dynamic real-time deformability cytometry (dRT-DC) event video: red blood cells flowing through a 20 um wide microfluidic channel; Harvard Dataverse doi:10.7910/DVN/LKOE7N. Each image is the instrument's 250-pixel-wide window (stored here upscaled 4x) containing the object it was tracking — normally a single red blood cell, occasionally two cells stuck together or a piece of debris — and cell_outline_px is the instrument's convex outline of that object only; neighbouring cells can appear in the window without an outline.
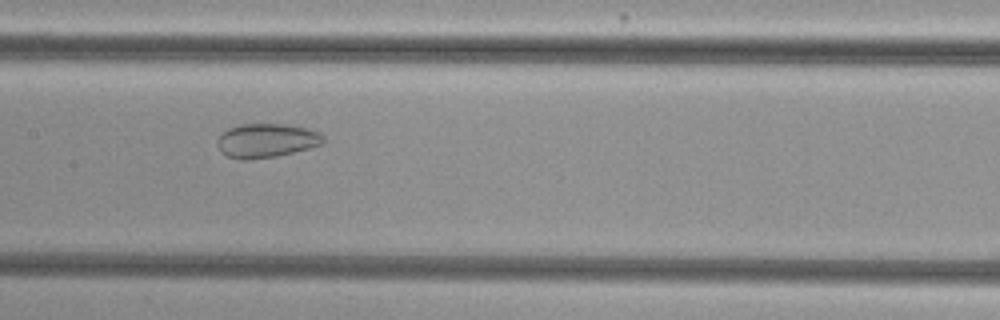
{"species": "common noctule bat (a hibernating species)", "species_latin": "Nyctalus noctula", "temperature_condition": "cold", "stored_images_in_passage": 38, "camera_frame_rate_fps": 3000, "um_per_image_px": 0.085, "animal": {"sex": "female", "body_mass_g": 29.2, "forearm_length_mm": 56.3}, "frame": {"image": 1, "passage_image": 11, "time_ms": 3.333, "image_size_px": [1000, 320], "cell_outline_px": [[324, 144], [276, 156], [248, 160], [244, 160], [228, 156], [220, 152], [216, 144], [216, 140], [228, 128], [240, 124], [284, 124], [308, 128], [320, 132], [324, 136]], "centroid_in_image_um": [22.64, 11.94], "position_along_channel_um": 184.8, "area_um2": 21.1}}
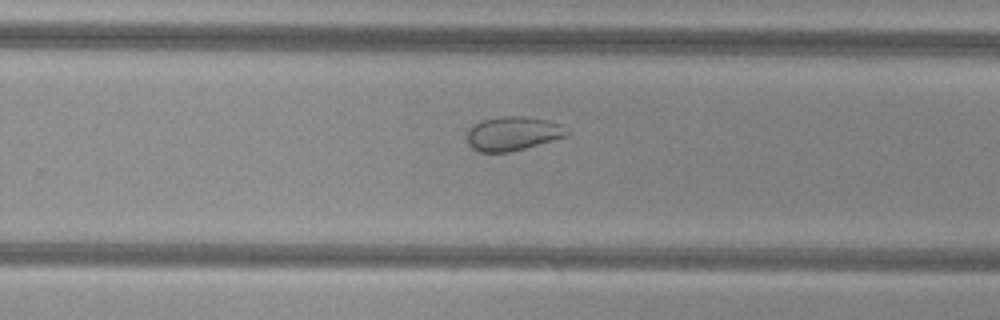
{"frame": {"image": 2, "passage_image": 19, "time_ms": 6.0, "image_size_px": [1000, 320], "cell_outline_px": [[572, 132], [568, 136], [524, 148], [508, 152], [480, 152], [472, 148], [468, 144], [468, 128], [472, 124], [484, 120], [500, 116], [524, 116], [548, 120], [560, 124]], "centroid_in_image_um": [43.61, 11.34], "position_along_channel_um": 286.2, "area_um2": 19.88}}
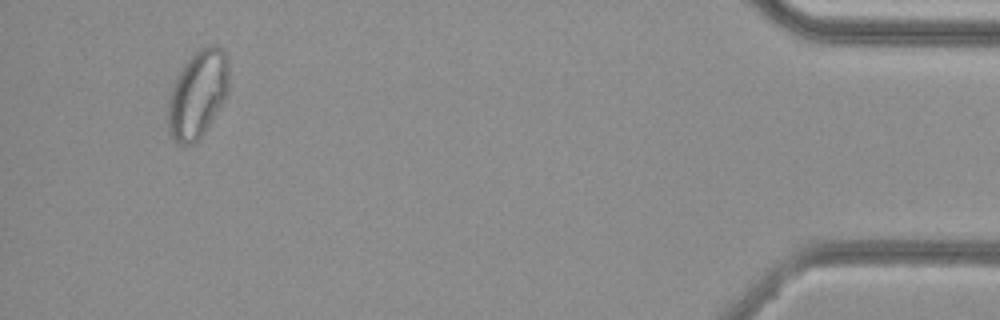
{"frame": {"image": 3, "passage_image": 35, "time_ms": 11.333, "image_size_px": [1000, 320], "cell_outline_px": [[228, 92], [224, 100], [204, 132], [192, 144], [180, 144], [168, 132], [168, 100], [176, 76], [184, 64], [200, 48], [208, 44], [216, 44], [228, 56]], "centroid_in_image_um": [16.81, 7.97], "position_along_channel_um": 418.4, "area_um2": 30.81}, "authors_computed_cell_mechanics": {"area_um2": 24.1893, "velocity_mm_per_s": 3.8195, "shape_relaxation_time_tau1_ms": null, "shape_relaxation_time_tau2_ms": 2.2405, "deformation_change_tau1": null, "deformation_change_tau2": 0.0652}}